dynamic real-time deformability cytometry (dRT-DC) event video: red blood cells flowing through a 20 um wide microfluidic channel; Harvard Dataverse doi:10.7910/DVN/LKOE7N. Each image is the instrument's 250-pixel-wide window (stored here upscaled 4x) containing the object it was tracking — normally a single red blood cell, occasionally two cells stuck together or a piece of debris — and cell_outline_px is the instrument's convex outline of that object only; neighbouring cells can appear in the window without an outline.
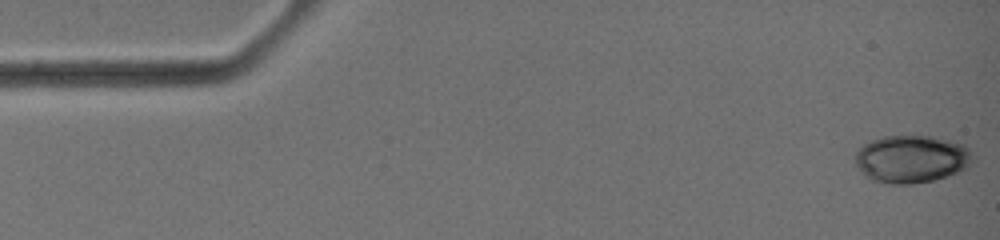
{"species": "common noctule bat (a hibernating species)", "species_latin": "Nyctalus noctula", "temperature_condition": "warm", "stored_images_in_passage": 16, "camera_frame_rate_fps": 3000, "um_per_image_px": 0.085, "animal": {"sex": "female", "body_mass_g": 19.0, "forearm_length_mm": 51.5}, "frame": {"image": 1, "passage_image": 1, "time_ms": 0.0, "image_size_px": [1000, 240], "cell_outline_px": [[976, 156], [968, 168], [960, 172], [932, 180], [912, 184], [888, 184], [872, 180], [864, 176], [860, 172], [856, 164], [856, 152], [864, 144], [872, 140], [884, 136], [932, 136], [964, 144]], "centroid_in_image_um": [77.51, 13.52], "position_along_channel_um": 7.5, "area_um2": 32.95}}
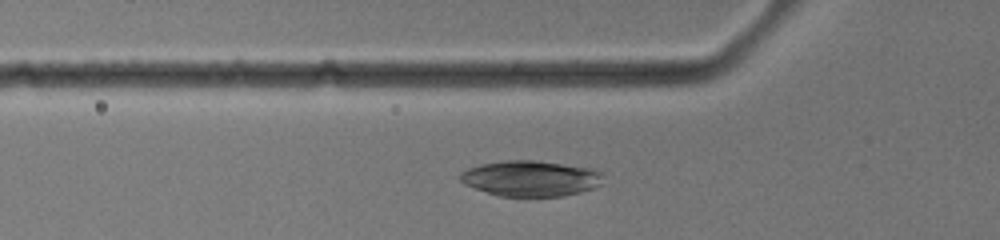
{"frame": {"image": 2, "passage_image": 14, "time_ms": 4.333, "image_size_px": [1000, 240], "cell_outline_px": [[604, 184], [580, 192], [560, 196], [496, 196], [464, 184], [460, 180], [460, 172], [468, 168], [480, 164], [504, 160], [536, 160], [592, 168], [604, 172]], "centroid_in_image_um": [45.14, 15.16], "position_along_channel_um": 80.7, "area_um2": 30.06}}
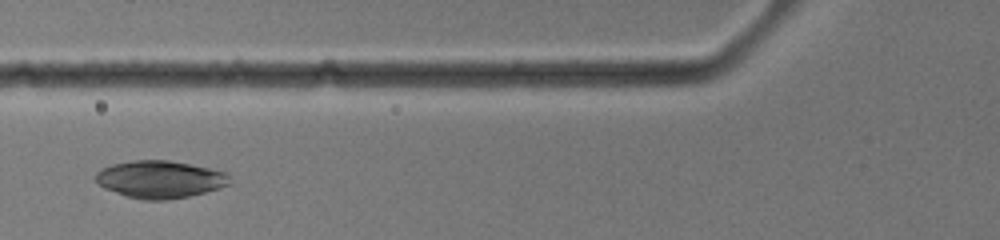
{"frame": {"image": 3, "passage_image": 16, "time_ms": 5.0, "image_size_px": [1000, 240], "cell_outline_px": [[232, 184], [220, 188], [188, 196], [164, 200], [144, 200], [128, 196], [104, 188], [96, 180], [96, 172], [100, 168], [112, 164], [132, 160], [168, 160], [228, 172]], "centroid_in_image_um": [13.62, 15.23], "position_along_channel_um": 112.2, "area_um2": 29.13}}